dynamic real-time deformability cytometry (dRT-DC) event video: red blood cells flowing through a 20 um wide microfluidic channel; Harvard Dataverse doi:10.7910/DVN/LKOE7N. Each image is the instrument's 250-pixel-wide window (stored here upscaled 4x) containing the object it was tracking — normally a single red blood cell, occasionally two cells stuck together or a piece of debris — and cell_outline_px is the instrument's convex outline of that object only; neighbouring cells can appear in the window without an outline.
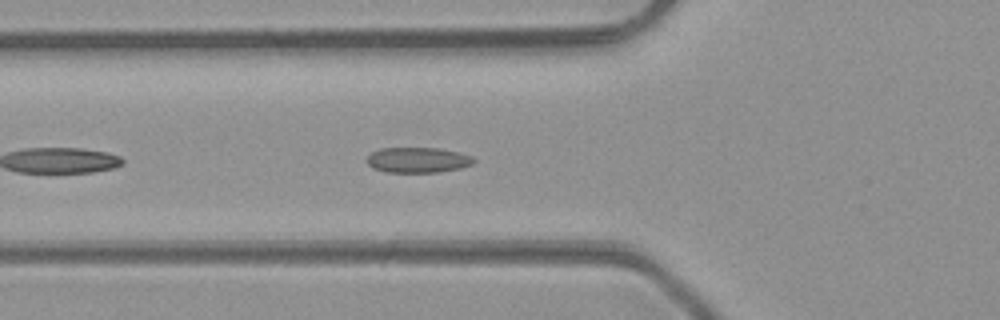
{"species": "common noctule bat (a hibernating species)", "species_latin": "Nyctalus noctula", "temperature_condition": "room temperature", "stored_images_in_passage": 11, "camera_frame_rate_fps": 3000, "um_per_image_px": 0.085, "animal": {"sex": "male", "body_mass_g": 23.1, "forearm_length_mm": 52.7}, "frame": {"image": 1, "passage_image": 5, "time_ms": 1.333, "image_size_px": [1000, 320], "cell_outline_px": [[476, 160], [472, 164], [460, 168], [440, 172], [388, 172], [372, 168], [368, 164], [368, 156], [372, 152], [380, 148], [440, 148], [472, 156]], "centroid_in_image_um": [35.52, 13.6], "position_along_channel_um": 90.3, "area_um2": 15.72}}
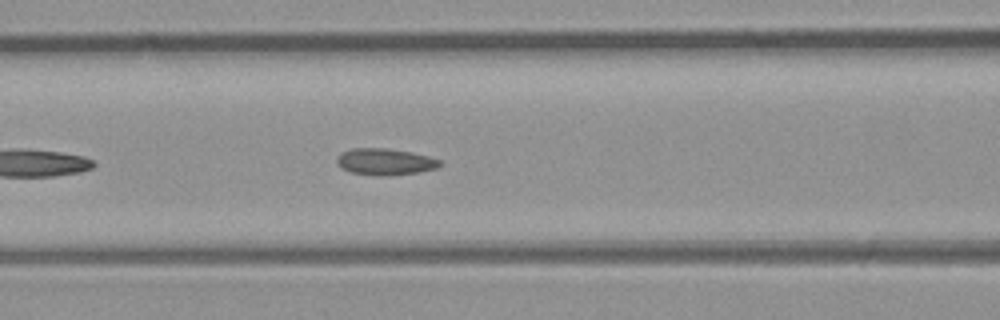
{"frame": {"image": 2, "passage_image": 8, "time_ms": 2.333, "image_size_px": [1000, 320], "cell_outline_px": [[444, 164], [436, 168], [416, 172], [384, 176], [380, 176], [352, 172], [340, 168], [336, 164], [336, 156], [340, 152], [352, 148], [388, 148], [412, 152], [428, 156], [440, 160]], "centroid_in_image_um": [32.69, 13.73], "position_along_channel_um": 133.9, "area_um2": 16.07}}